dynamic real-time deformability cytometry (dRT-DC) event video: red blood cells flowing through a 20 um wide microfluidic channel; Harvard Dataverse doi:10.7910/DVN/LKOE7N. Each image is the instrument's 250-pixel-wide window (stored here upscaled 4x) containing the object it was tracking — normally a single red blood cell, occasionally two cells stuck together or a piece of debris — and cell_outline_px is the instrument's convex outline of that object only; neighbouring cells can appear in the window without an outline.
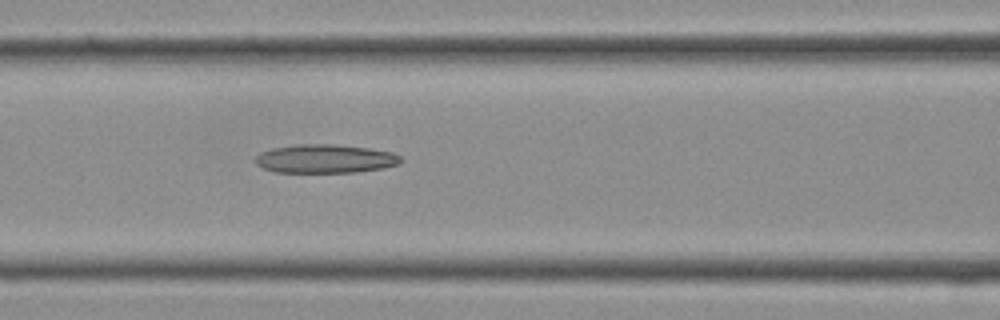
{"species": "Egyptian fruit bat (a non-hibernating species)", "species_latin": "Rousettus aegyptiacus", "temperature_condition": "cold", "stored_images_in_passage": 13, "camera_frame_rate_fps": 3000, "um_per_image_px": 0.085, "frame": {"image": 1, "passage_image": 13, "time_ms": 4.0, "image_size_px": [1000, 320], "cell_outline_px": [[404, 160], [400, 164], [384, 168], [356, 172], [276, 172], [264, 168], [256, 164], [256, 156], [260, 152], [272, 148], [296, 144], [332, 144], [368, 148], [392, 152], [400, 156]], "centroid_in_image_um": [27.67, 13.49], "position_along_channel_um": 138.9, "area_um2": 24.33}}